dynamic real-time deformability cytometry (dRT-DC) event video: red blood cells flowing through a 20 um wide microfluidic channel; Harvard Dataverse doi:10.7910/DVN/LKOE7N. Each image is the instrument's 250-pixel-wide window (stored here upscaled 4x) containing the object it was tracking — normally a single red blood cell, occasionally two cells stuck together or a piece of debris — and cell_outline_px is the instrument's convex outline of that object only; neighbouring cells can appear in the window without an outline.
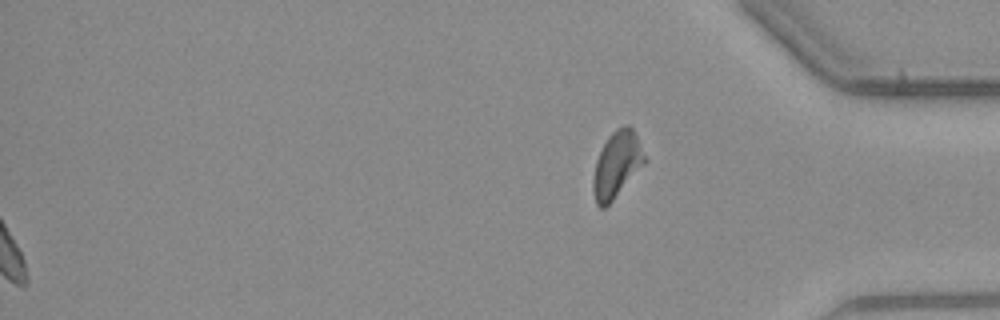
{"species": "common noctule bat (a hibernating species)", "species_latin": "Nyctalus noctula", "temperature_condition": "warm", "stored_images_in_passage": 51, "segment_of_instrument_passage": [2, 2], "camera_frame_rate_fps": 3000, "um_per_image_px": 0.085, "animal": {"sex": "male", "body_mass_g": 23.1, "forearm_length_mm": 52.7}, "frame": {"image": 1, "passage_image": 51, "time_ms": 16.667, "image_size_px": [1000, 320], "cell_outline_px": [[644, 164], [612, 200], [604, 208], [600, 208], [596, 204], [592, 188], [592, 184], [596, 160], [608, 136], [616, 128], [624, 124], [628, 124], [632, 128], [636, 136], [644, 156]], "centroid_in_image_um": [52.39, 13.98], "position_along_channel_um": 382.8, "area_um2": 19.31}}